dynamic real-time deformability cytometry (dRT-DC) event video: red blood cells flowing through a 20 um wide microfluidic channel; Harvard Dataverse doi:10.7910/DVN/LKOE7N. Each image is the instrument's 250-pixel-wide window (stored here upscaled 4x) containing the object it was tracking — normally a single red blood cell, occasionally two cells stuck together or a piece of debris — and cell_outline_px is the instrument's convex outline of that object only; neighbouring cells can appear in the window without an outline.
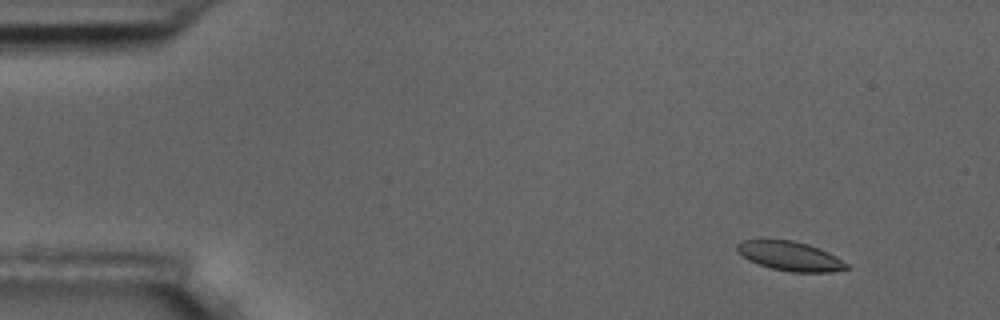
{"species": "common noctule bat (a hibernating species)", "species_latin": "Nyctalus noctula", "temperature_condition": "room temperature", "stored_images_in_passage": 6, "camera_frame_rate_fps": 3000, "um_per_image_px": 0.085, "animal": {"sex": "male", "body_mass_g": 17.5, "forearm_length_mm": 52.3}, "frame": {"image": 1, "passage_image": 2, "time_ms": 1.333, "image_size_px": [1000, 320], "cell_outline_px": [[848, 268], [832, 272], [792, 272], [772, 268], [748, 260], [736, 252], [736, 244], [740, 240], [792, 240], [808, 244], [820, 248], [836, 256], [848, 264]], "centroid_in_image_um": [67.14, 21.76], "position_along_channel_um": 17.9, "area_um2": 18.67}}
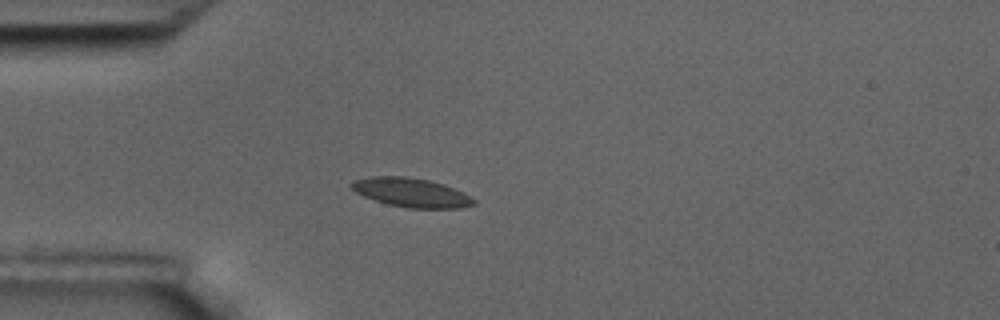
{"frame": {"image": 2, "passage_image": 5, "time_ms": 4.667, "image_size_px": [1000, 320], "cell_outline_px": [[476, 204], [460, 208], [408, 208], [388, 204], [364, 196], [356, 192], [348, 184], [356, 180], [372, 176], [404, 176], [428, 180], [444, 184], [472, 196], [476, 200]], "centroid_in_image_um": [34.99, 16.37], "position_along_channel_um": 50.0, "area_um2": 20.63}}